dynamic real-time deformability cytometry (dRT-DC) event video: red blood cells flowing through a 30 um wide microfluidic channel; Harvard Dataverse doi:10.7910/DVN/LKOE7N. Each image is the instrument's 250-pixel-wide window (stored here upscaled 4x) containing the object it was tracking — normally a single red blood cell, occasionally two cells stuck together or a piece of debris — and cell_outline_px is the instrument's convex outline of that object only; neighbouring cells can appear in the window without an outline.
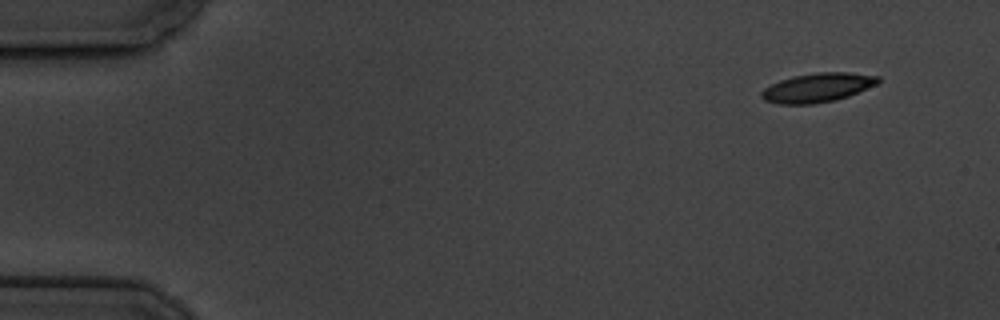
{"species": "common noctule bat (a hibernating species)", "species_latin": "Nyctalus noctula", "temperature_condition": "cold", "stored_images_in_passage": 10, "camera_frame_rate_fps": 3000, "um_per_image_px": 0.085, "animal": {"sex": "male", "body_mass_g": 19.5, "forearm_length_mm": 54.6}, "frame": {"image": 1, "passage_image": 1, "time_ms": 0.0, "image_size_px": [1000, 320], "cell_outline_px": [[880, 80], [876, 84], [848, 96], [836, 100], [812, 104], [780, 104], [764, 100], [760, 96], [760, 92], [764, 88], [780, 80], [792, 76], [816, 72], [848, 72], [880, 76]], "centroid_in_image_um": [69.47, 7.44], "position_along_channel_um": 15.5, "area_um2": 19.77}}
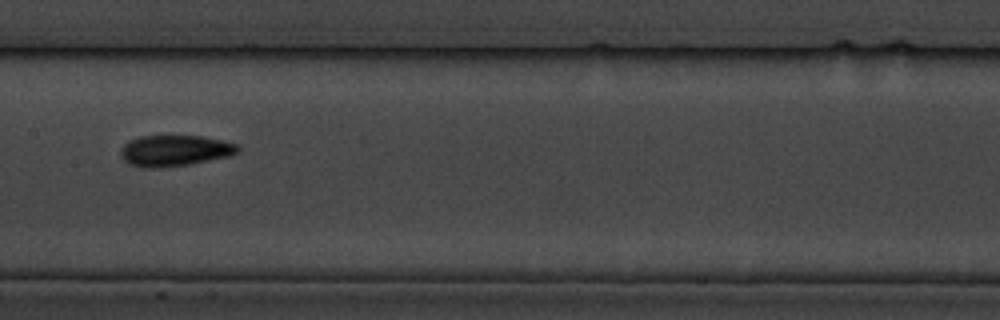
{"frame": {"image": 2, "passage_image": 8, "time_ms": 8.333, "image_size_px": [1000, 320], "cell_outline_px": [[240, 152], [228, 156], [192, 164], [160, 168], [144, 168], [128, 164], [120, 156], [120, 152], [124, 144], [128, 140], [140, 136], [200, 136], [220, 140], [236, 144], [240, 148]], "centroid_in_image_um": [14.82, 12.82], "position_along_channel_um": 192.6, "area_um2": 21.33}}
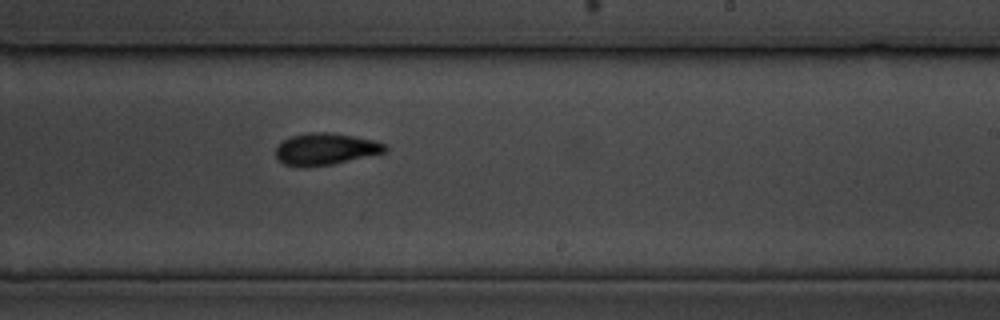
{"frame": {"image": 3, "passage_image": 10, "time_ms": 10.333, "image_size_px": [1000, 320], "cell_outline_px": [[388, 148], [384, 152], [332, 164], [304, 168], [284, 164], [276, 160], [276, 148], [284, 140], [292, 136], [312, 132], [332, 132], [372, 140], [384, 144]], "centroid_in_image_um": [27.61, 12.68], "position_along_channel_um": 261.4, "area_um2": 20.06}}